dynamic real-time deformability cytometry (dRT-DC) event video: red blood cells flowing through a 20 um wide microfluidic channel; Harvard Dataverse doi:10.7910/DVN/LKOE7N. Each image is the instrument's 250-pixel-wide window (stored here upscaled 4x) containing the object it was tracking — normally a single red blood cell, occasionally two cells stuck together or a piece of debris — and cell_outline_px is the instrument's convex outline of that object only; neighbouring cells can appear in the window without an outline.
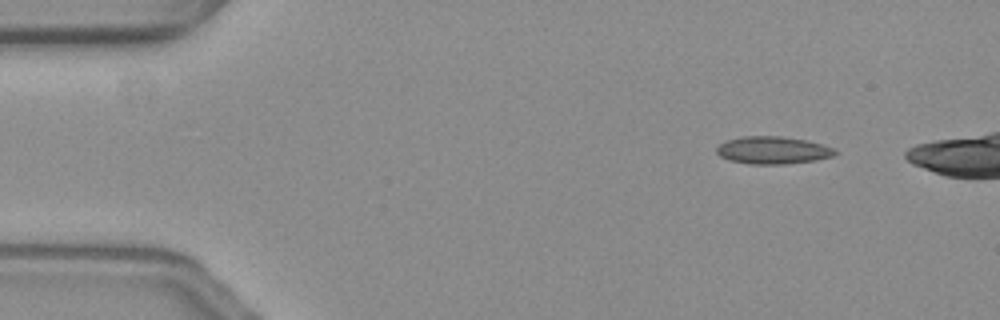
{"species": "common noctule bat (a hibernating species)", "species_latin": "Nyctalus noctula", "temperature_condition": "warm", "stored_images_in_passage": 46, "camera_frame_rate_fps": 3000, "um_per_image_px": 0.085, "animal": {"sex": "female", "body_mass_g": 19.3, "forearm_length_mm": 54.1}, "frame": {"image": 1, "passage_image": 1, "time_ms": 0.0, "image_size_px": [1000, 320], "cell_outline_px": [[836, 152], [832, 156], [816, 160], [784, 164], [752, 164], [728, 160], [720, 156], [716, 152], [716, 148], [724, 140], [740, 136], [784, 136], [808, 140], [824, 144], [836, 148]], "centroid_in_image_um": [65.69, 12.75], "position_along_channel_um": 19.3, "area_um2": 19.25}}
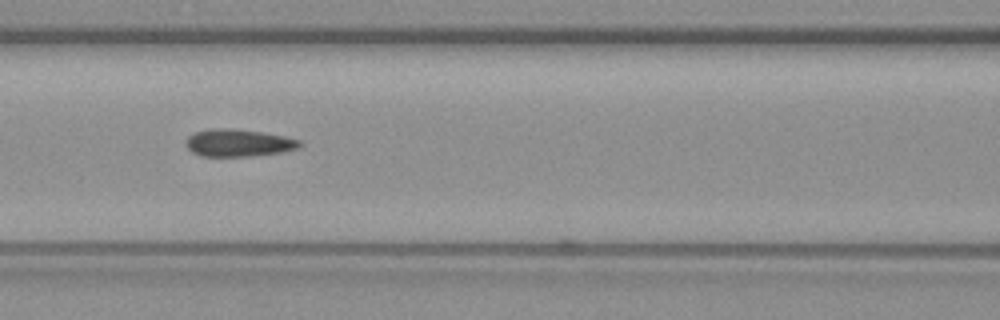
{"frame": {"image": 2, "passage_image": 19, "time_ms": 6.0, "image_size_px": [1000, 320], "cell_outline_px": [[304, 144], [300, 148], [284, 152], [252, 156], [200, 156], [192, 152], [184, 144], [184, 140], [188, 136], [196, 132], [212, 128], [224, 128], [260, 132], [284, 136], [300, 140]], "centroid_in_image_um": [20.28, 12.16], "position_along_channel_um": 146.3, "area_um2": 18.26}}
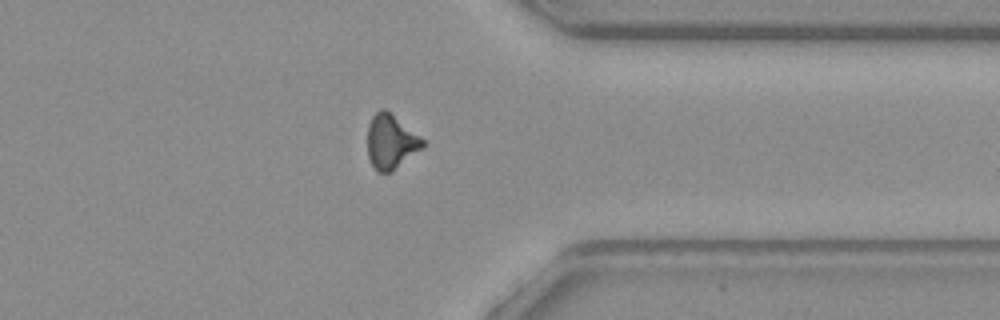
{"frame": {"image": 3, "passage_image": 39, "time_ms": 12.667, "image_size_px": [1000, 320], "cell_outline_px": [[428, 144], [424, 148], [392, 172], [376, 172], [368, 156], [368, 124], [372, 116], [380, 108], [384, 108], [424, 140]], "centroid_in_image_um": [33.24, 12.07], "position_along_channel_um": 378.2, "area_um2": 17.57}}